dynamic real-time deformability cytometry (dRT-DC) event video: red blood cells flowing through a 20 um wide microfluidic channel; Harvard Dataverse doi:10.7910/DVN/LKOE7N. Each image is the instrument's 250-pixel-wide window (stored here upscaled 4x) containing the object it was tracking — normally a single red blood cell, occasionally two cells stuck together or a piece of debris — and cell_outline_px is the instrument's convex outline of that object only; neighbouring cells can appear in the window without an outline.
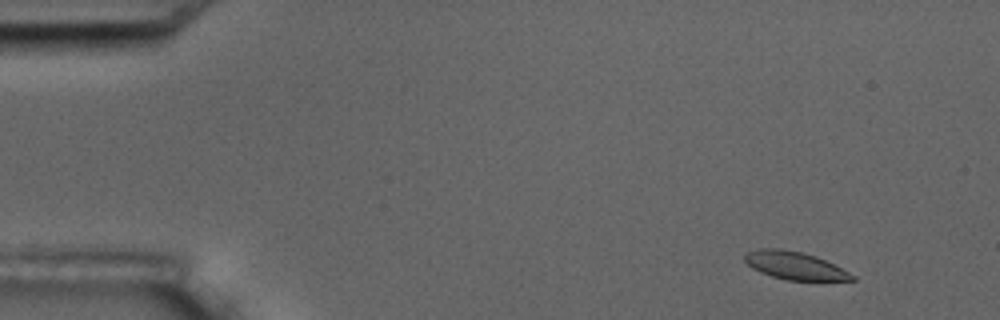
{"species": "common noctule bat (a hibernating species)", "species_latin": "Nyctalus noctula", "temperature_condition": "room temperature", "stored_images_in_passage": 10, "camera_frame_rate_fps": 3000, "um_per_image_px": 0.085, "animal": {"sex": "male", "body_mass_g": 17.5, "forearm_length_mm": 52.3}, "frame": {"image": 1, "passage_image": 1, "time_ms": 0.0, "image_size_px": [1000, 320], "cell_outline_px": [[856, 280], [788, 280], [772, 276], [760, 272], [752, 268], [744, 260], [744, 256], [748, 252], [756, 248], [780, 248], [800, 252], [816, 256], [856, 276]], "centroid_in_image_um": [67.51, 22.56], "position_along_channel_um": 17.5, "area_um2": 17.17}}
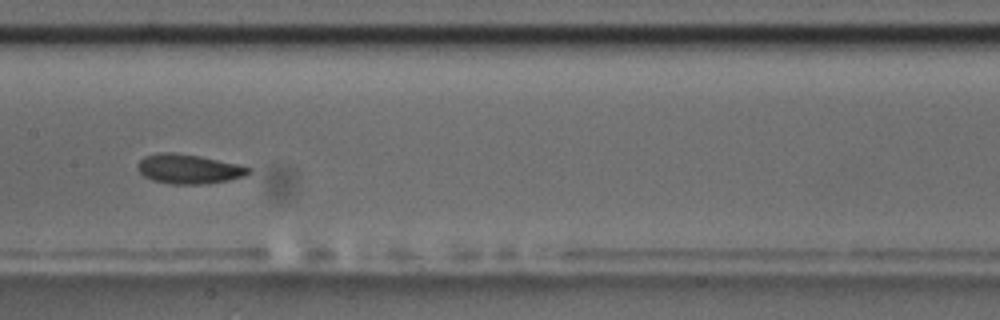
{"frame": {"image": 2, "passage_image": 8, "time_ms": 8.0, "image_size_px": [1000, 320], "cell_outline_px": [[252, 172], [244, 176], [228, 180], [204, 184], [172, 184], [152, 180], [144, 176], [136, 168], [136, 164], [144, 156], [160, 152], [172, 152], [200, 156], [236, 164], [252, 168]], "centroid_in_image_um": [16.01, 14.36], "position_along_channel_um": 191.4, "area_um2": 19.07}}
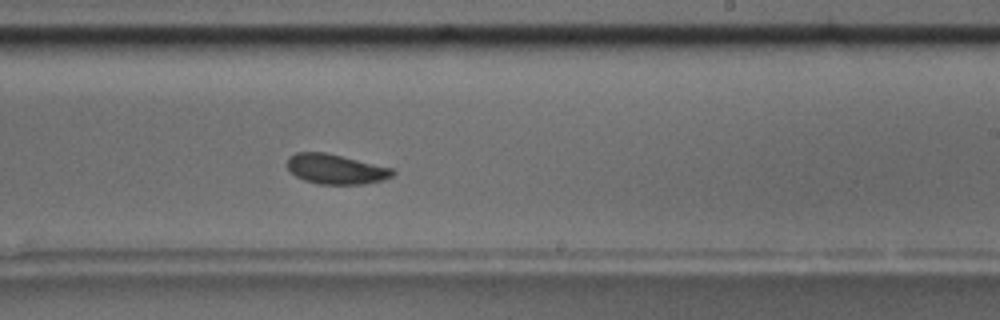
{"frame": {"image": 3, "passage_image": 10, "time_ms": 10.0, "image_size_px": [1000, 320], "cell_outline_px": [[396, 172], [392, 176], [380, 180], [364, 184], [320, 184], [304, 180], [296, 176], [288, 168], [288, 156], [296, 152], [324, 152], [392, 168]], "centroid_in_image_um": [28.52, 14.37], "position_along_channel_um": 260.5, "area_um2": 18.09}}